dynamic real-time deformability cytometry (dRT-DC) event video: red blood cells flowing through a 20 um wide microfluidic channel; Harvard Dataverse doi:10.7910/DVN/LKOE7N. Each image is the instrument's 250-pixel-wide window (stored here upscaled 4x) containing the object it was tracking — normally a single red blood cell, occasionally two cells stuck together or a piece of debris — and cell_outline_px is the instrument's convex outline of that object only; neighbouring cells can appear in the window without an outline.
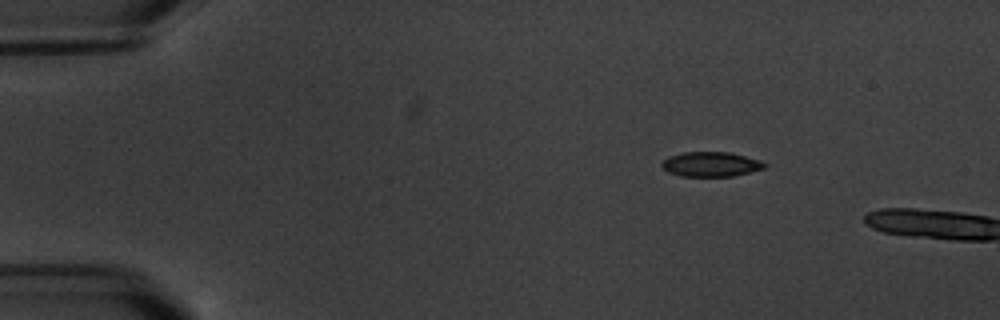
{"species": "common noctule bat (a hibernating species)", "species_latin": "Nyctalus noctula", "temperature_condition": "warm", "stored_images_in_passage": 2, "camera_frame_rate_fps": 3000, "um_per_image_px": 0.085, "animal": {"sex": "male", "body_mass_g": 20.1, "forearm_length_mm": 53.5}, "frame": {"image": 1, "passage_image": 1, "time_ms": 0.0, "image_size_px": [1000, 320], "cell_outline_px": [[768, 164], [764, 168], [732, 176], [680, 176], [668, 172], [660, 164], [668, 156], [684, 152], [728, 152], [760, 160]], "centroid_in_image_um": [60.4, 13.96], "position_along_channel_um": 24.6, "area_um2": 14.68}}